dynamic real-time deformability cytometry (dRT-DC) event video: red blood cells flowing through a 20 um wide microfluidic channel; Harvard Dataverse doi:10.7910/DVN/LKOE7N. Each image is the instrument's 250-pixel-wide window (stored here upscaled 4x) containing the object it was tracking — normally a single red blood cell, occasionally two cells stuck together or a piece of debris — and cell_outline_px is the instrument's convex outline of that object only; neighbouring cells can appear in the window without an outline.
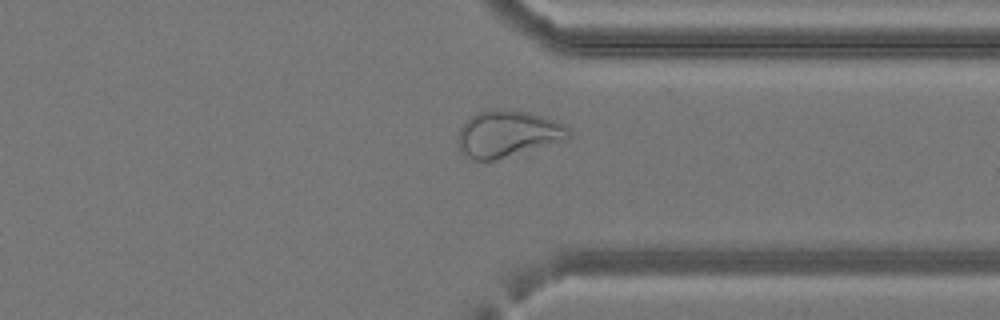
{"species": "common noctule bat (a hibernating species)", "species_latin": "Nyctalus noctula", "temperature_condition": "cold", "stored_images_in_passage": 31, "camera_frame_rate_fps": 3000, "um_per_image_px": 0.085, "animal": {"sex": "female", "body_mass_g": 24.6, "forearm_length_mm": 56.2}, "frame": {"image": 1, "passage_image": 22, "time_ms": 7.0, "image_size_px": [1000, 320], "cell_outline_px": [[572, 136], [568, 140], [496, 160], [472, 160], [460, 148], [456, 140], [460, 128], [472, 116], [480, 112], [496, 108], [528, 112], [552, 120], [568, 128]], "centroid_in_image_um": [43.17, 11.39], "position_along_channel_um": 368.2, "area_um2": 29.82}}